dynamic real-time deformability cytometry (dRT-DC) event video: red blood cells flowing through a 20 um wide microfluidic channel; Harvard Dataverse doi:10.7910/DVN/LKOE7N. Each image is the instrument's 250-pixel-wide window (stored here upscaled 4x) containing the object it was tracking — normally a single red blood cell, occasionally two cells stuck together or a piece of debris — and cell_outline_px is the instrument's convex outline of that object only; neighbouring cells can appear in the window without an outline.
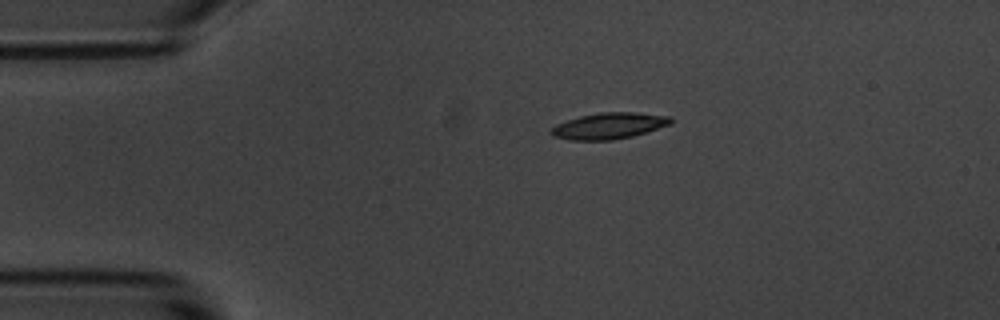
{"species": "common noctule bat (a hibernating species)", "species_latin": "Nyctalus noctula", "temperature_condition": "room temperature", "stored_images_in_passage": 4, "camera_frame_rate_fps": 3000, "um_per_image_px": 0.085, "animal": {"sex": "male", "body_mass_g": 20.1, "forearm_length_mm": 53.5}, "frame": {"image": 1, "passage_image": 1, "time_ms": 0.0, "image_size_px": [1000, 320], "cell_outline_px": [[672, 124], [632, 136], [612, 140], [568, 140], [552, 136], [548, 132], [556, 124], [580, 116], [600, 112], [636, 112], [672, 116]], "centroid_in_image_um": [51.76, 10.69], "position_along_channel_um": 33.2, "area_um2": 18.38}}
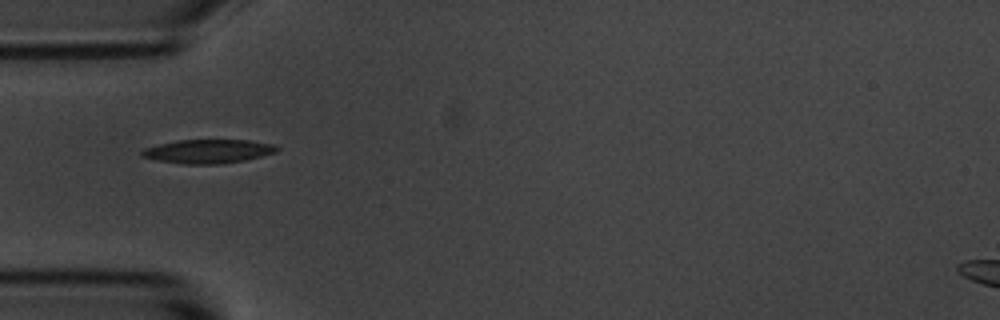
{"frame": {"image": 2, "passage_image": 3, "time_ms": 2.0, "image_size_px": [1000, 320], "cell_outline_px": [[280, 148], [276, 152], [244, 160], [224, 164], [184, 164], [156, 160], [140, 156], [140, 152], [144, 148], [176, 140], [248, 140], [272, 144]], "centroid_in_image_um": [17.66, 12.86], "position_along_channel_um": 67.3, "area_um2": 18.73}}